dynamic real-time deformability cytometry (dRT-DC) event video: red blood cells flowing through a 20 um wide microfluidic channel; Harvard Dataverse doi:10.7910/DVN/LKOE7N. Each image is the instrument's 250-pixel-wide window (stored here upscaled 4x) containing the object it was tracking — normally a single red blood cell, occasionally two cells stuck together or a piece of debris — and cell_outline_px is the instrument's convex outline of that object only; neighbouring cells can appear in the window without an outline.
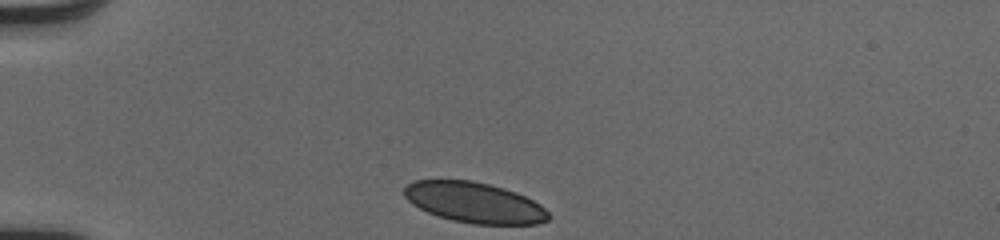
{"species": "human", "species_latin": "Homo sapiens", "temperature_condition": "cold", "stored_images_in_passage": 16, "camera_frame_rate_fps": 3000, "um_per_image_px": 0.085, "donor": {"sex": "male"}, "frame": {"image": 1, "passage_image": 1, "time_ms": 0.0, "image_size_px": [1000, 240], "cell_outline_px": [[552, 216], [548, 220], [536, 224], [472, 224], [452, 220], [428, 212], [412, 204], [404, 196], [404, 188], [412, 180], [472, 180], [504, 188], [516, 192], [540, 204]], "centroid_in_image_um": [40.33, 17.21], "position_along_channel_um": 44.7, "area_um2": 34.04}}
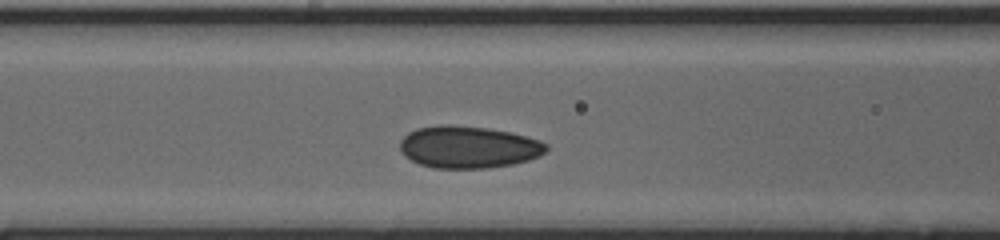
{"frame": {"image": 2, "passage_image": 10, "time_ms": 3.0, "image_size_px": [1000, 240], "cell_outline_px": [[548, 148], [540, 156], [528, 160], [512, 164], [488, 168], [432, 168], [420, 164], [404, 156], [400, 152], [400, 140], [408, 132], [416, 128], [440, 124], [448, 124], [488, 128], [508, 132], [540, 140], [548, 144]], "centroid_in_image_um": [39.78, 12.5], "position_along_channel_um": 126.8, "area_um2": 36.07}}
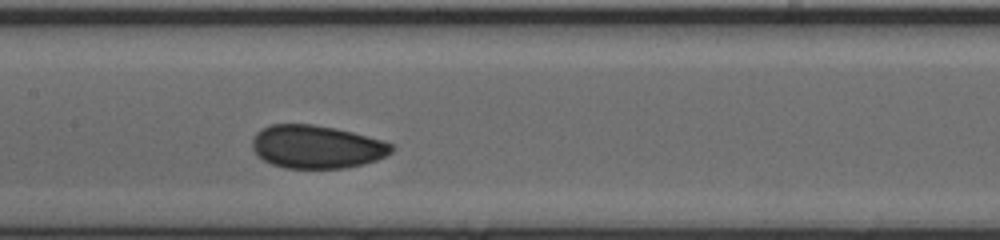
{"frame": {"image": 3, "passage_image": 14, "time_ms": 4.333, "image_size_px": [1000, 240], "cell_outline_px": [[396, 148], [392, 152], [376, 160], [364, 164], [344, 168], [284, 168], [272, 164], [264, 160], [252, 148], [252, 140], [256, 132], [272, 124], [312, 124], [336, 128], [384, 140], [392, 144]], "centroid_in_image_um": [26.94, 12.47], "position_along_channel_um": 180.5, "area_um2": 35.03}}